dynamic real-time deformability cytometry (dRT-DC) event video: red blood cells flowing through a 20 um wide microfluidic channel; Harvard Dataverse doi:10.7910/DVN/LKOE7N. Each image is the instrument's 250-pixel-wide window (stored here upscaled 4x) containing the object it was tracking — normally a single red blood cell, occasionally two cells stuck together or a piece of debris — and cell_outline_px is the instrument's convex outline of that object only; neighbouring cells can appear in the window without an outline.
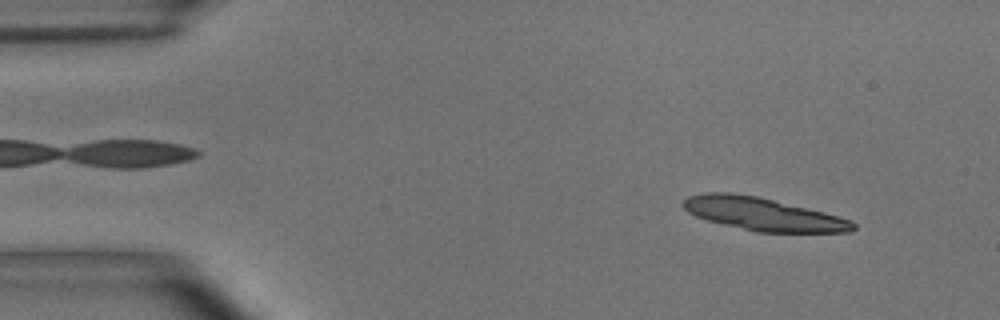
{"species": "common noctule bat (a hibernating species)", "species_latin": "Nyctalus noctula", "temperature_condition": "room temperature", "stored_images_in_passage": 54, "camera_frame_rate_fps": 3000, "um_per_image_px": 0.085, "animal": {"sex": "male", "body_mass_g": 15.6}, "frame": {"image": 1, "passage_image": 5, "time_ms": 1.333, "image_size_px": [1000, 320], "cell_outline_px": [[856, 228], [852, 232], [756, 232], [708, 220], [696, 216], [688, 212], [680, 204], [688, 196], [704, 192], [732, 192], [756, 196], [824, 212], [852, 220], [856, 224]], "centroid_in_image_um": [64.84, 18.19], "position_along_channel_um": 20.2, "area_um2": 32.43}}
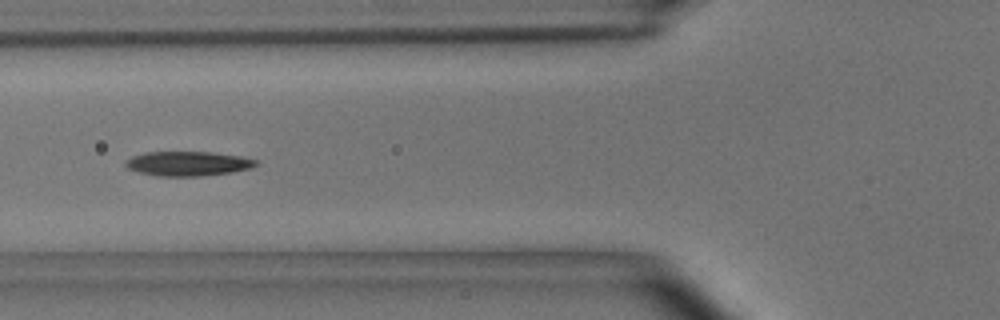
{"frame": {"image": 2, "passage_image": 20, "time_ms": 6.333, "image_size_px": [1000, 320], "cell_outline_px": [[256, 164], [252, 168], [232, 172], [200, 176], [156, 176], [140, 172], [128, 168], [124, 164], [124, 160], [132, 156], [144, 152], [212, 152], [240, 156], [256, 160]], "centroid_in_image_um": [15.94, 13.9], "position_along_channel_um": 109.9, "area_um2": 18.61}}
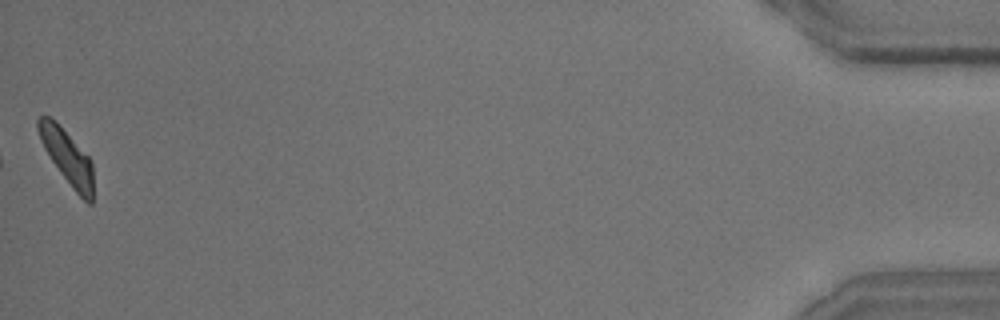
{"frame": {"image": 3, "passage_image": 54, "time_ms": 17.667, "image_size_px": [1000, 320], "cell_outline_px": [[92, 204], [88, 204], [76, 192], [52, 160], [44, 148], [40, 140], [36, 128], [36, 120], [40, 116], [48, 116], [92, 160]], "centroid_in_image_um": [5.69, 13.35], "position_along_channel_um": 429.5, "area_um2": 16.53}, "authors_computed_cell_mechanics": {"area_um2": 18.9006, "velocity_mm_per_s": 3.646, "shape_relaxation_time_tau1_ms": 3.4714, "shape_relaxation_time_tau2_ms": 4.476, "deformation_change_tau1": 0.1355, "deformation_change_tau2": 0.0841}}